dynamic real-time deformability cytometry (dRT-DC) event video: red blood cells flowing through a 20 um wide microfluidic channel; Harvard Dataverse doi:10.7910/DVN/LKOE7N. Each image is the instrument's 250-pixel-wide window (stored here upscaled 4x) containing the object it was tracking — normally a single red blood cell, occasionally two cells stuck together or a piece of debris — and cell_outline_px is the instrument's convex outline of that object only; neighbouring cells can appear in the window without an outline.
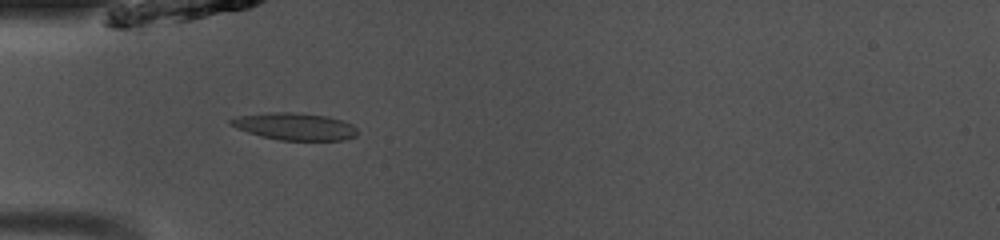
{"species": "common noctule bat (a hibernating species)", "species_latin": "Nyctalus noctula", "temperature_condition": "room temperature", "stored_images_in_passage": 38, "camera_frame_rate_fps": 3000, "um_per_image_px": 0.085, "animal": {"sex": "male", "body_mass_g": 13.0, "forearm_length_mm": 53.1}, "frame": {"image": 1, "passage_image": 4, "time_ms": 1.0, "image_size_px": [1000, 240], "cell_outline_px": [[356, 136], [344, 140], [280, 140], [260, 136], [236, 128], [228, 124], [228, 120], [236, 116], [268, 112], [296, 112], [328, 116], [352, 124], [356, 128]], "centroid_in_image_um": [25.01, 10.74], "position_along_channel_um": 60.0, "area_um2": 20.17}}
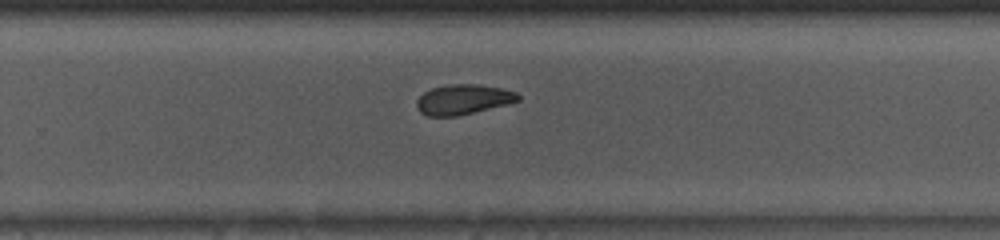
{"frame": {"image": 2, "passage_image": 21, "time_ms": 6.667, "image_size_px": [1000, 240], "cell_outline_px": [[520, 100], [456, 116], [428, 116], [420, 112], [416, 108], [416, 100], [424, 92], [432, 88], [448, 84], [476, 84], [500, 88], [516, 92], [520, 96]], "centroid_in_image_um": [39.31, 8.44], "position_along_channel_um": 290.5, "area_um2": 17.46}}
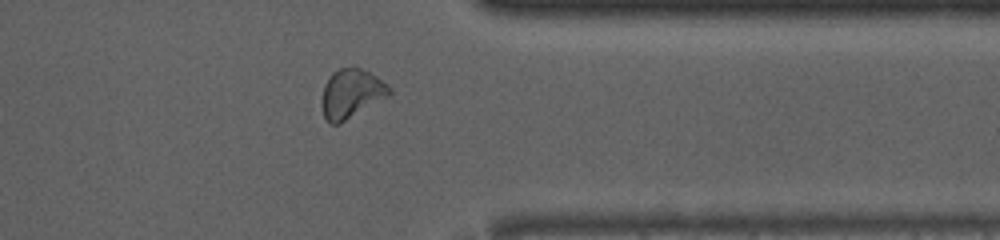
{"frame": {"image": 3, "passage_image": 28, "time_ms": 9.0, "image_size_px": [1000, 240], "cell_outline_px": [[392, 92], [388, 96], [340, 124], [328, 124], [324, 116], [320, 104], [320, 100], [324, 84], [332, 72], [340, 68], [352, 64], [376, 76], [388, 84], [392, 88]], "centroid_in_image_um": [29.83, 7.94], "position_along_channel_um": 381.6, "area_um2": 19.77}, "authors_computed_cell_mechanics": {"area_um2": 18.8428, "velocity_mm_per_s": 4.0892, "shape_relaxation_time_tau1_ms": 9.1964, "shape_relaxation_time_tau2_ms": 7.6606, "deformation_change_tau1": 0.2408, "deformation_change_tau2": 0.1108}}